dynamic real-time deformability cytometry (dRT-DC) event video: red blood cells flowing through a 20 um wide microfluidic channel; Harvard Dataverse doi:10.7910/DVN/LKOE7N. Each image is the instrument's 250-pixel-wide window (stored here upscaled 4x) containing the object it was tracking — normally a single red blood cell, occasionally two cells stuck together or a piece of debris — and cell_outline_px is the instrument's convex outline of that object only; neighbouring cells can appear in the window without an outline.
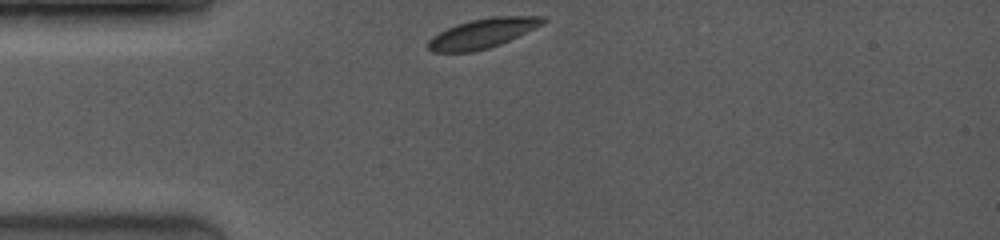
{"species": "common noctule bat (a hibernating species)", "species_latin": "Nyctalus noctula", "temperature_condition": "room temperature", "stored_images_in_passage": 36, "camera_frame_rate_fps": 3500, "um_per_image_px": 0.085, "animal": {"sex": "female", "body_mass_g": 19.0, "forearm_length_mm": 53.3}, "frame": {"image": 1, "passage_image": 1, "time_ms": 0.0, "image_size_px": [1000, 240], "cell_outline_px": [[548, 20], [544, 24], [500, 44], [488, 48], [472, 52], [432, 52], [428, 48], [428, 40], [432, 36], [456, 24], [472, 20], [492, 16], [544, 16]], "centroid_in_image_um": [41.04, 2.82], "position_along_channel_um": 44.0, "area_um2": 19.71}}
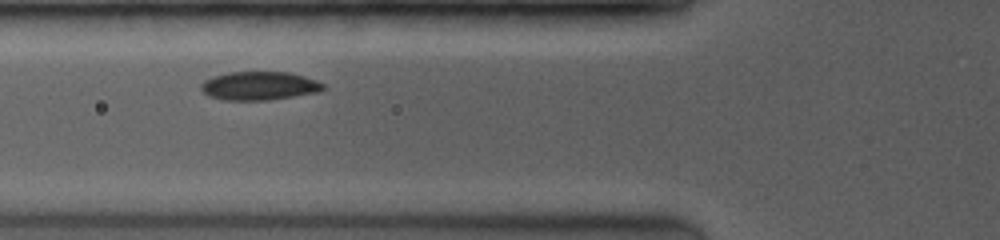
{"frame": {"image": 2, "passage_image": 8, "time_ms": 2.0, "image_size_px": [1000, 240], "cell_outline_px": [[328, 88], [320, 92], [268, 100], [224, 100], [208, 96], [200, 88], [200, 84], [204, 80], [212, 76], [228, 72], [288, 72], [304, 76], [316, 80], [324, 84]], "centroid_in_image_um": [22.05, 7.29], "position_along_channel_um": 103.8, "area_um2": 20.52}}